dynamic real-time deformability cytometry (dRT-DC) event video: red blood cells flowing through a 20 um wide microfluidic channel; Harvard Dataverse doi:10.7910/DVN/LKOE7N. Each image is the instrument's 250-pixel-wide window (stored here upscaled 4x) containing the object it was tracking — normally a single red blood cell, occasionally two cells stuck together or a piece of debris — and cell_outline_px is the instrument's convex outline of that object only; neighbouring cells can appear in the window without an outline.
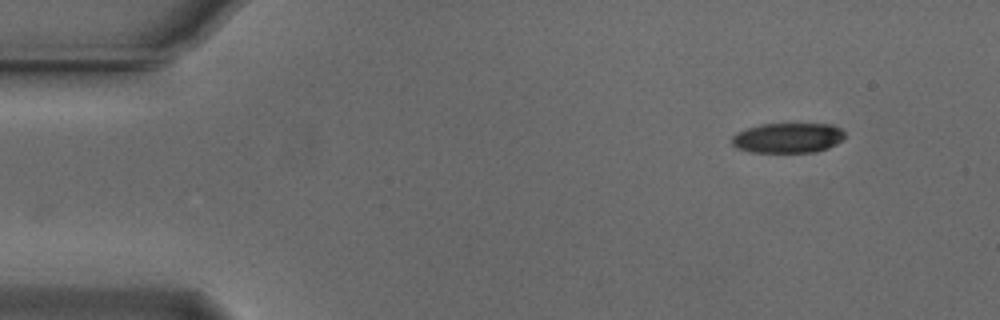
{"species": "Egyptian fruit bat (a non-hibernating species)", "species_latin": "Rousettus aegyptiacus", "temperature_condition": "cold", "stored_images_in_passage": 50, "camera_frame_rate_fps": 3000, "um_per_image_px": 0.085, "animal": {"sex": "male"}, "frame": {"image": 1, "passage_image": 1, "time_ms": 0.0, "image_size_px": [1000, 320], "cell_outline_px": [[844, 140], [828, 148], [816, 152], [748, 152], [736, 148], [732, 144], [732, 136], [736, 132], [760, 124], [832, 124], [840, 128], [844, 132]], "centroid_in_image_um": [66.97, 11.72], "position_along_channel_um": 18.0, "area_um2": 19.94}}
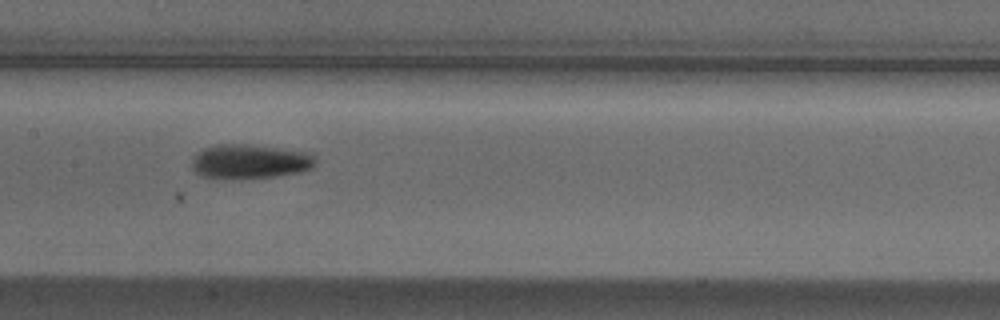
{"frame": {"image": 2, "passage_image": 22, "time_ms": 7.0, "image_size_px": [1000, 320], "cell_outline_px": [[316, 164], [312, 168], [300, 172], [276, 176], [240, 180], [200, 176], [192, 168], [192, 160], [204, 148], [216, 144], [248, 144], [312, 152], [316, 160]], "centroid_in_image_um": [21.28, 13.74], "position_along_channel_um": 186.1, "area_um2": 25.14}}
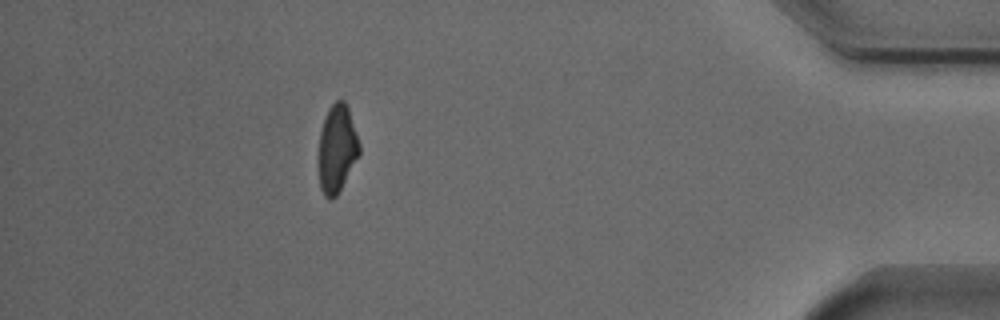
{"frame": {"image": 3, "passage_image": 44, "time_ms": 14.333, "image_size_px": [1000, 320], "cell_outline_px": [[360, 152], [336, 196], [332, 200], [328, 200], [324, 196], [320, 188], [316, 164], [320, 132], [328, 108], [336, 100], [344, 100], [348, 108], [360, 144]], "centroid_in_image_um": [28.59, 12.67], "position_along_channel_um": 406.6, "area_um2": 21.1}, "authors_computed_cell_mechanics": {"area_um2": 21.9929, "velocity_mm_per_s": 3.7481, "shape_relaxation_time_tau1_ms": 3.1186, "shape_relaxation_time_tau2_ms": 8.5718, "deformation_change_tau1": 0.1465, "deformation_change_tau2": 0.1547}}